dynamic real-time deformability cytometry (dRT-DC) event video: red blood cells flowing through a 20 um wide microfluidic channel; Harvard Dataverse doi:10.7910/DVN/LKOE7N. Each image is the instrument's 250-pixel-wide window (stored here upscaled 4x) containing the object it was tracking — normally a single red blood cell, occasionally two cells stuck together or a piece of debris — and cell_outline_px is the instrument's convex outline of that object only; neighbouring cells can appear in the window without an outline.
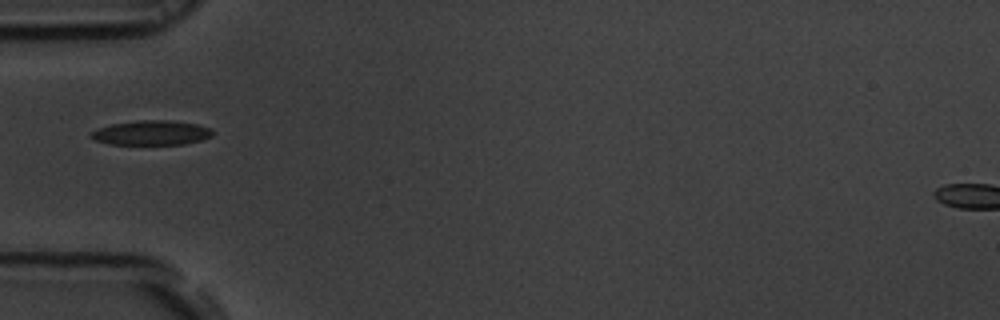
{"species": "common noctule bat (a hibernating species)", "species_latin": "Nyctalus noctula", "temperature_condition": "room temperature", "stored_images_in_passage": 6, "camera_frame_rate_fps": 3000, "um_per_image_px": 0.085, "animal": {"sex": "male", "body_mass_g": 19.5, "forearm_length_mm": 54.6}, "frame": {"image": 1, "passage_image": 1, "time_ms": 0.0, "image_size_px": [1000, 320], "cell_outline_px": [[212, 136], [200, 140], [184, 144], [108, 144], [96, 140], [88, 136], [96, 128], [112, 124], [136, 120], [172, 120], [196, 124], [212, 128]], "centroid_in_image_um": [12.85, 11.28], "position_along_channel_um": 72.1, "area_um2": 17.46}}
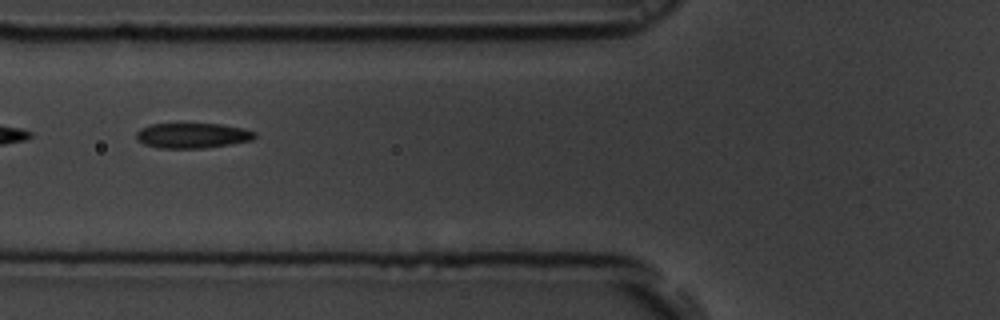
{"frame": {"image": 2, "passage_image": 4, "time_ms": 1.0, "image_size_px": [1000, 320], "cell_outline_px": [[256, 136], [252, 140], [204, 148], [160, 148], [144, 144], [136, 140], [136, 132], [140, 128], [152, 124], [220, 124], [244, 128], [256, 132]], "centroid_in_image_um": [16.34, 11.52], "position_along_channel_um": 109.5, "area_um2": 17.34}}